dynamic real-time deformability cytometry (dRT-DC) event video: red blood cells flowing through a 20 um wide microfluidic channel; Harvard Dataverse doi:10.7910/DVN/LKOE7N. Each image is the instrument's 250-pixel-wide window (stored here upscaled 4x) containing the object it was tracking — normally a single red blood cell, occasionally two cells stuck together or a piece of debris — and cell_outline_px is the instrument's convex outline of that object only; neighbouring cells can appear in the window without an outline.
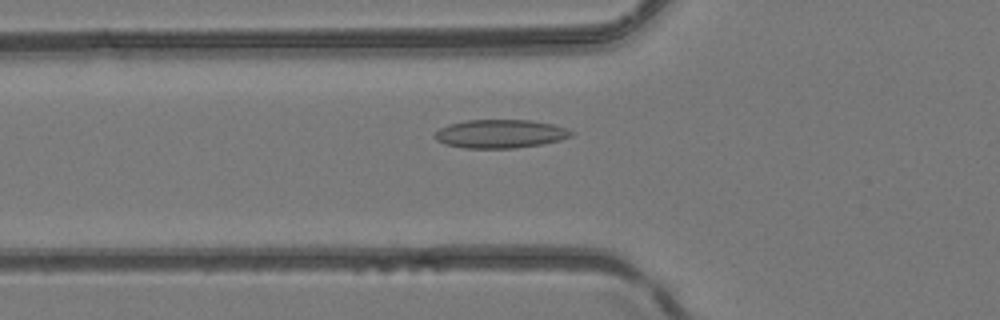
{"species": "common noctule bat (a hibernating species)", "species_latin": "Nyctalus noctula", "temperature_condition": "room temperature", "stored_images_in_passage": 43, "camera_frame_rate_fps": 3000, "um_per_image_px": 0.085, "animal": {"sex": "female", "body_mass_g": 24.6, "forearm_length_mm": 56.2}, "frame": {"image": 1, "passage_image": 12, "time_ms": 3.667, "image_size_px": [1000, 320], "cell_outline_px": [[576, 132], [572, 136], [560, 140], [540, 144], [516, 148], [464, 148], [444, 144], [436, 140], [432, 136], [440, 128], [448, 124], [468, 120], [528, 120], [552, 124]], "centroid_in_image_um": [42.49, 11.38], "position_along_channel_um": 83.3, "area_um2": 22.66}}
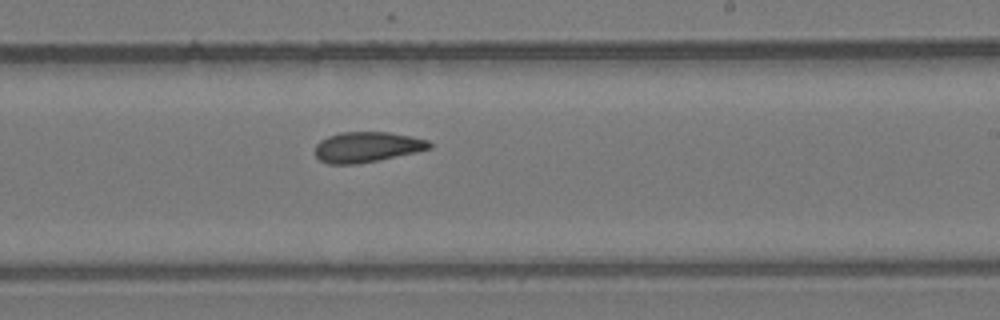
{"frame": {"image": 2, "passage_image": 24, "time_ms": 7.667, "image_size_px": [1000, 320], "cell_outline_px": [[432, 148], [416, 152], [380, 160], [356, 164], [328, 164], [320, 160], [316, 156], [316, 144], [320, 140], [328, 136], [340, 132], [388, 132], [412, 136], [428, 140], [432, 144]], "centroid_in_image_um": [31.21, 12.49], "position_along_channel_um": 257.8, "area_um2": 20.35}}
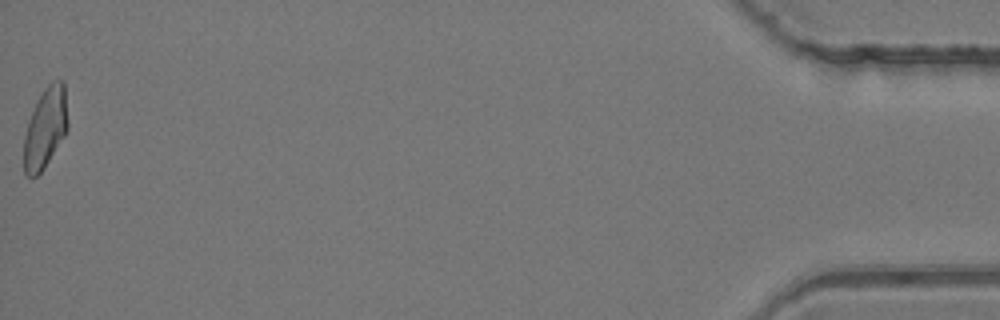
{"frame": {"image": 3, "passage_image": 43, "time_ms": 14.0, "image_size_px": [1000, 320], "cell_outline_px": [[68, 128], [64, 136], [44, 168], [36, 176], [24, 176], [24, 136], [28, 120], [36, 100], [44, 88], [52, 80], [64, 80], [68, 120]], "centroid_in_image_um": [3.85, 10.84], "position_along_channel_um": 431.3, "area_um2": 20.81}}